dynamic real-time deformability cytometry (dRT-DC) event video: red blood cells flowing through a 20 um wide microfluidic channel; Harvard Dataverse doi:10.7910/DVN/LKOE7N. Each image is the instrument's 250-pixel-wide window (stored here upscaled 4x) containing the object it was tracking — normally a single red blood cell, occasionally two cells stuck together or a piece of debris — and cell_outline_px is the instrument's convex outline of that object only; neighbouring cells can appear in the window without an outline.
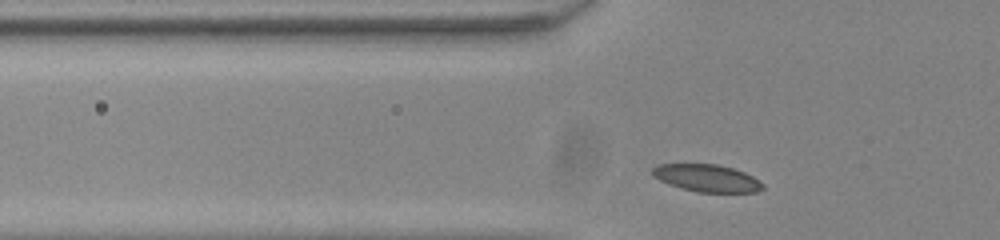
{"species": "common noctule bat (a hibernating species)", "species_latin": "Nyctalus noctula", "temperature_condition": "room temperature", "stored_images_in_passage": 12, "camera_frame_rate_fps": 3000, "um_per_image_px": 0.085, "animal": {"sex": "male", "body_mass_g": 20.0, "forearm_length_mm": 53.3}, "frame": {"image": 1, "passage_image": 6, "time_ms": 1.667, "image_size_px": [1000, 240], "cell_outline_px": [[764, 188], [756, 192], [696, 192], [668, 184], [652, 176], [652, 168], [656, 164], [716, 164], [732, 168], [744, 172], [760, 180], [764, 184]], "centroid_in_image_um": [60.08, 15.14], "position_along_channel_um": 65.7, "area_um2": 17.63}}
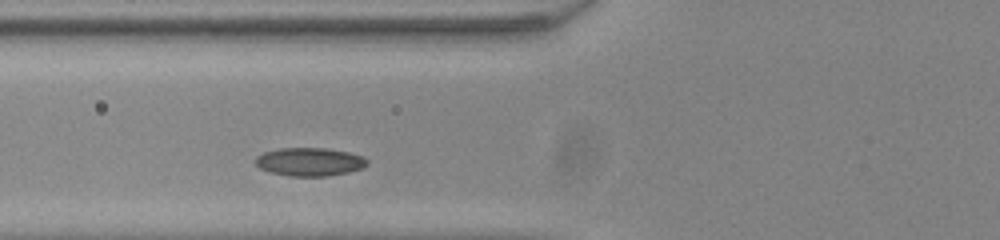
{"frame": {"image": 2, "passage_image": 9, "time_ms": 2.667, "image_size_px": [1000, 240], "cell_outline_px": [[368, 164], [360, 168], [348, 172], [328, 176], [288, 176], [268, 172], [260, 168], [256, 164], [256, 156], [264, 152], [280, 148], [324, 148], [348, 152], [360, 156], [368, 160]], "centroid_in_image_um": [26.28, 13.76], "position_along_channel_um": 99.5, "area_um2": 18.32}}
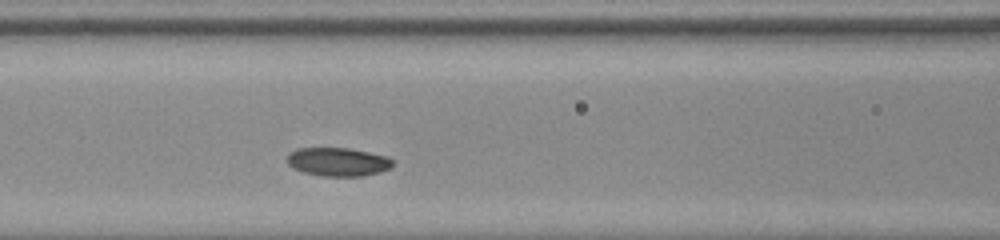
{"frame": {"image": 3, "passage_image": 12, "time_ms": 3.667, "image_size_px": [1000, 240], "cell_outline_px": [[392, 164], [388, 168], [380, 172], [364, 176], [324, 176], [304, 172], [292, 168], [288, 164], [288, 152], [296, 148], [348, 148], [388, 156], [392, 160]], "centroid_in_image_um": [28.7, 13.75], "position_along_channel_um": 137.9, "area_um2": 17.51}}